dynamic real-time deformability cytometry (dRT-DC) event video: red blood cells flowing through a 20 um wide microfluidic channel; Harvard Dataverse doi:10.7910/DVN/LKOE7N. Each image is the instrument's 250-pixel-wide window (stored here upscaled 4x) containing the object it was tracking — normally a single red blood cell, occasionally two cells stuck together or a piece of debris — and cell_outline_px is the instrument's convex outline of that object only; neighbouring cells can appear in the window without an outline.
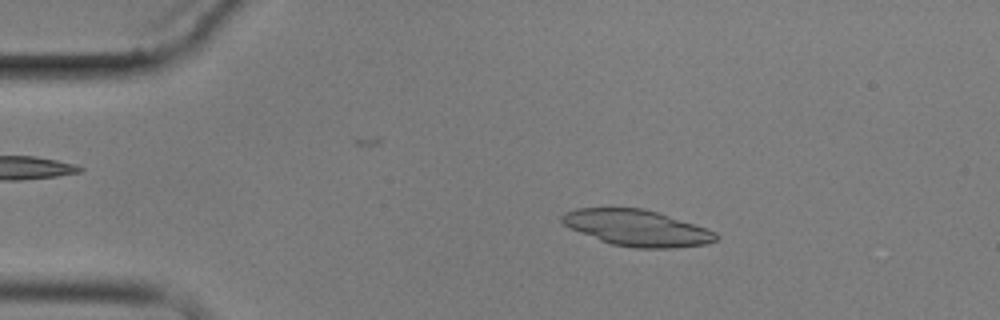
{"species": "common noctule bat (a hibernating species)", "species_latin": "Nyctalus noctula", "temperature_condition": "cold", "stored_images_in_passage": 4, "camera_frame_rate_fps": 3000, "um_per_image_px": 0.085, "animal": {"sex": "male", "body_mass_g": 17.9}, "frame": {"image": 1, "passage_image": 1, "time_ms": 0.0, "image_size_px": [1000, 320], "cell_outline_px": [[720, 236], [716, 240], [704, 244], [676, 248], [636, 248], [612, 244], [600, 240], [580, 232], [564, 224], [560, 220], [560, 216], [564, 212], [576, 208], [644, 208], [708, 228], [716, 232]], "centroid_in_image_um": [54.16, 19.37], "position_along_channel_um": 30.8, "area_um2": 32.37}}